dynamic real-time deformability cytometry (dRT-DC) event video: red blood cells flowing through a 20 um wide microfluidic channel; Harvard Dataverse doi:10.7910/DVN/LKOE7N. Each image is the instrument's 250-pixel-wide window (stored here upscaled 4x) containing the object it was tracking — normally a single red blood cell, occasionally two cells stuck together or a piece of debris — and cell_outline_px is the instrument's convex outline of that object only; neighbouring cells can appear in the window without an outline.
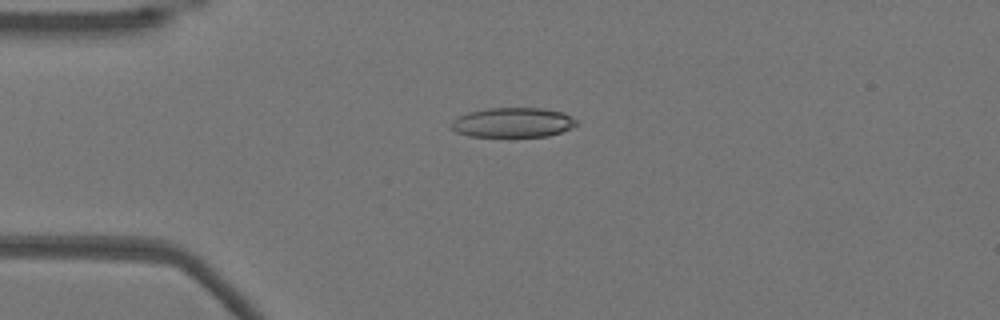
{"species": "Egyptian fruit bat (a non-hibernating species)", "species_latin": "Rousettus aegyptiacus", "temperature_condition": "warm", "stored_images_in_passage": 26, "camera_frame_rate_fps": 3000, "um_per_image_px": 0.085, "animal": {"sex": "female"}, "frame": {"image": 1, "passage_image": 13, "time_ms": 4.0, "image_size_px": [1000, 320], "cell_outline_px": [[580, 124], [572, 128], [548, 136], [468, 136], [456, 132], [448, 124], [456, 116], [468, 112], [488, 108], [540, 108], [564, 112], [576, 120]], "centroid_in_image_um": [43.57, 10.4], "position_along_channel_um": 41.4, "area_um2": 21.85}}
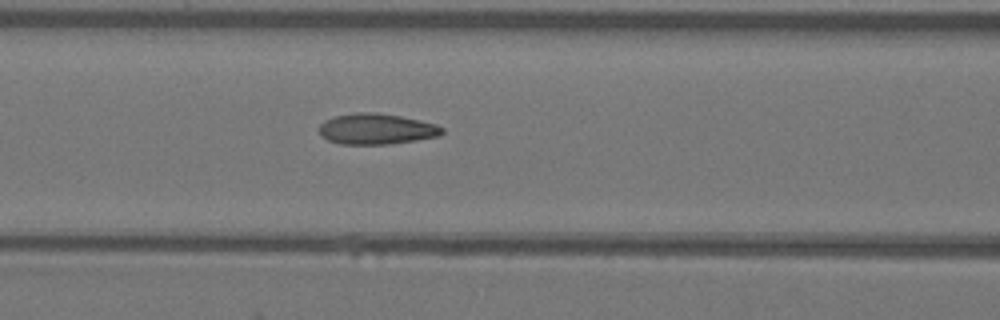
{"frame": {"image": 2, "passage_image": 22, "time_ms": 7.0, "image_size_px": [1000, 320], "cell_outline_px": [[444, 132], [440, 136], [416, 140], [388, 144], [340, 144], [328, 140], [320, 136], [320, 124], [324, 120], [336, 116], [356, 112], [376, 112], [400, 116], [436, 124], [444, 128]], "centroid_in_image_um": [32.0, 10.96], "position_along_channel_um": 134.6, "area_um2": 22.08}}
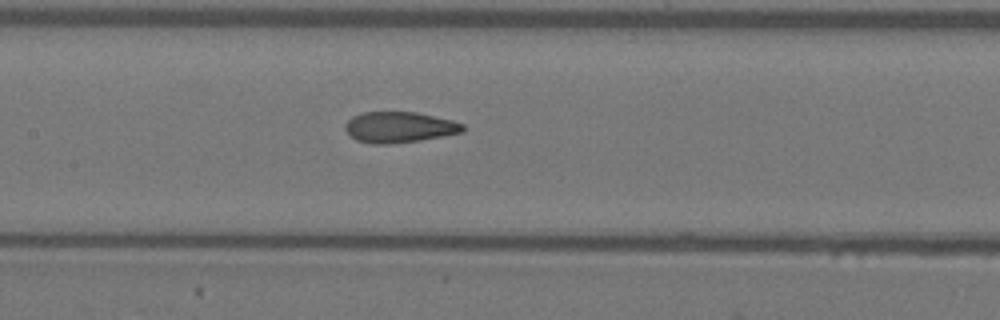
{"frame": {"image": 3, "passage_image": 25, "time_ms": 8.0, "image_size_px": [1000, 320], "cell_outline_px": [[464, 132], [420, 140], [388, 144], [372, 144], [356, 140], [344, 128], [344, 124], [352, 116], [364, 112], [416, 112], [452, 120], [464, 124]], "centroid_in_image_um": [33.93, 10.81], "position_along_channel_um": 173.5, "area_um2": 21.1}}